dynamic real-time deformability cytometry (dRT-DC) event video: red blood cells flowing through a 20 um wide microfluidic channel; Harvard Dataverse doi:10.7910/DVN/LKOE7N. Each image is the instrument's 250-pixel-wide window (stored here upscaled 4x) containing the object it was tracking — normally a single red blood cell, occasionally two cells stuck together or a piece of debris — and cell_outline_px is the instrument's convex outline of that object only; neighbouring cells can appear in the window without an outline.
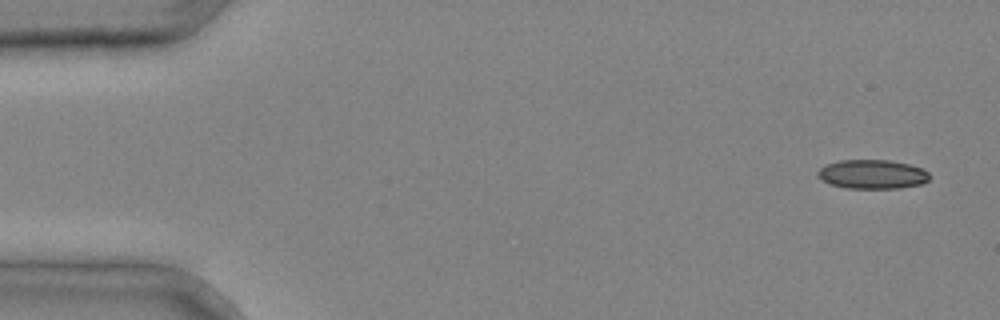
{"species": "common noctule bat (a hibernating species)", "species_latin": "Nyctalus noctula", "temperature_condition": "cold", "stored_images_in_passage": 3, "camera_frame_rate_fps": 3000, "um_per_image_px": 0.085, "animal": {"sex": "male", "body_mass_g": 20.4}, "frame": {"image": 1, "passage_image": 3, "time_ms": 0.667, "image_size_px": [1000, 320], "cell_outline_px": [[932, 176], [924, 184], [900, 188], [848, 188], [828, 184], [820, 180], [816, 176], [816, 172], [824, 164], [840, 160], [888, 160], [908, 164], [920, 168], [928, 172]], "centroid_in_image_um": [74.11, 14.82], "position_along_channel_um": 10.9, "area_um2": 19.25}}